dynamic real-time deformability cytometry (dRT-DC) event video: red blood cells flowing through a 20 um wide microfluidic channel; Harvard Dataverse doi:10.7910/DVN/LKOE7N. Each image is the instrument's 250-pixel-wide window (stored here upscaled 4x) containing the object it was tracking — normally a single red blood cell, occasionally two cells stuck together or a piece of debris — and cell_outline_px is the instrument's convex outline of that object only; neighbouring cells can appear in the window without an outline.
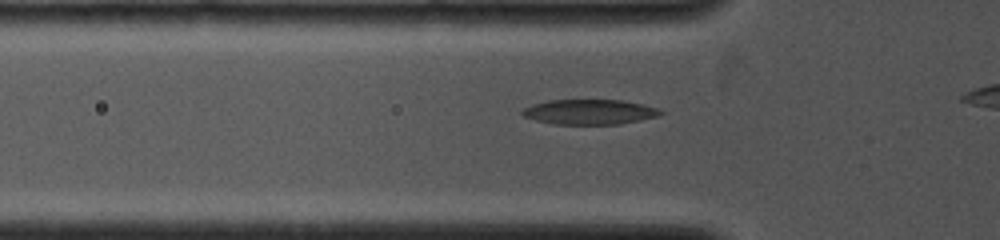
{"species": "common noctule bat (a hibernating species)", "species_latin": "Nyctalus noctula", "temperature_condition": "cold", "stored_images_in_passage": 12, "camera_frame_rate_fps": 4000, "um_per_image_px": 0.085, "animal": {"sex": "female", "body_mass_g": 19.0, "forearm_length_mm": 53.3}, "frame": {"image": 1, "passage_image": 9, "time_ms": 2.5, "image_size_px": [1000, 240], "cell_outline_px": [[664, 112], [660, 116], [620, 124], [552, 124], [536, 120], [524, 116], [520, 112], [524, 108], [532, 104], [548, 100], [624, 100], [644, 104], [656, 108]], "centroid_in_image_um": [50.12, 9.51], "position_along_channel_um": 75.7, "area_um2": 20.23}}